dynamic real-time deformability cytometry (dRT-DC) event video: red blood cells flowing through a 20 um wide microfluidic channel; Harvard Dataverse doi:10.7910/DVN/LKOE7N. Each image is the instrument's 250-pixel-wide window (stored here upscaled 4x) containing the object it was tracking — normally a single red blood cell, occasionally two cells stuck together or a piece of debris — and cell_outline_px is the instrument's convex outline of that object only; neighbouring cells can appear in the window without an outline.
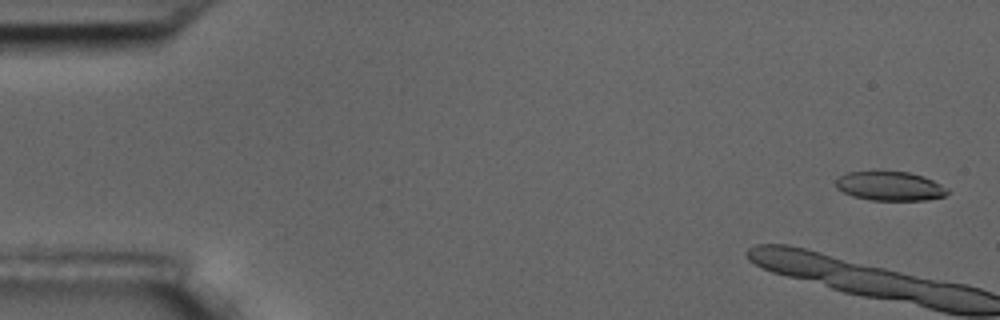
{"species": "common noctule bat (a hibernating species)", "species_latin": "Nyctalus noctula", "temperature_condition": "room temperature", "stored_images_in_passage": 14, "camera_frame_rate_fps": 3000, "um_per_image_px": 0.085, "animal": {"sex": "male", "body_mass_g": 17.5, "forearm_length_mm": 52.3}, "frame": {"image": 1, "passage_image": 1, "time_ms": 0.0, "image_size_px": [1000, 320], "cell_outline_px": [[948, 192], [944, 196], [924, 200], [872, 200], [852, 196], [836, 188], [836, 180], [840, 176], [848, 172], [876, 168], [908, 172], [924, 176], [948, 188]], "centroid_in_image_um": [75.6, 15.76], "position_along_channel_um": 9.4, "area_um2": 19.59}, "authors_computed_cell_mechanics": {"area_um2": 18.0336, "velocity_mm_per_s": 3.5247, "shape_relaxation_time_tau1_ms": 0.1846, "shape_relaxation_time_tau2_ms": null, "deformation_change_tau1": 0.0329, "deformation_change_tau2": null}}